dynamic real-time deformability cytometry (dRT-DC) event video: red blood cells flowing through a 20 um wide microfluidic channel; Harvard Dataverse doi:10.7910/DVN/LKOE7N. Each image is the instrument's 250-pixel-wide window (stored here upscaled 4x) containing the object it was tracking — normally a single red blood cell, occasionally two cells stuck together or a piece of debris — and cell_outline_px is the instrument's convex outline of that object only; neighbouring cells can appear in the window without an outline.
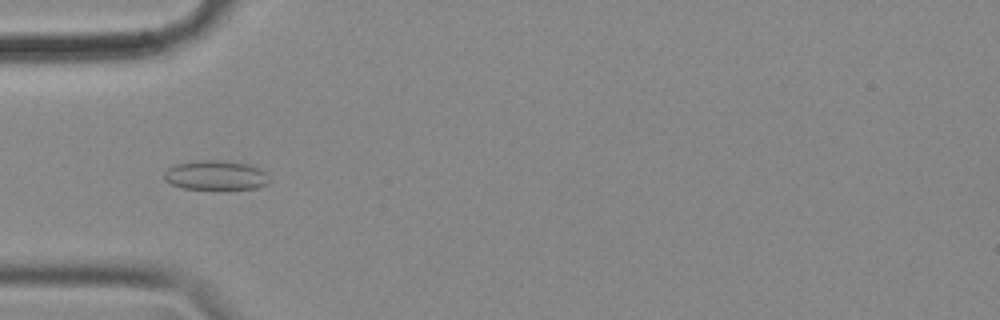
{"species": "common noctule bat (a hibernating species)", "species_latin": "Nyctalus noctula", "temperature_condition": "cold", "stored_images_in_passage": 47, "camera_frame_rate_fps": 3000, "um_per_image_px": 0.085, "animal": {"sex": "female", "body_mass_g": 18.4}, "frame": {"image": 1, "passage_image": 8, "time_ms": 2.333, "image_size_px": [1000, 320], "cell_outline_px": [[272, 180], [268, 184], [256, 188], [220, 192], [184, 188], [172, 184], [164, 180], [164, 172], [172, 164], [196, 160], [216, 160], [248, 164], [260, 168], [268, 172]], "centroid_in_image_um": [18.39, 14.94], "position_along_channel_um": 66.6, "area_um2": 19.19}}
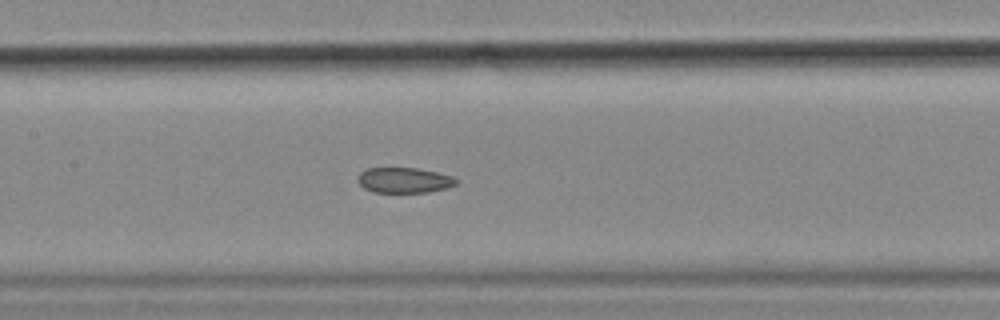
{"frame": {"image": 2, "passage_image": 17, "time_ms": 5.333, "image_size_px": [1000, 320], "cell_outline_px": [[460, 180], [456, 184], [448, 188], [428, 192], [372, 192], [364, 188], [356, 180], [360, 172], [368, 168], [416, 168], [436, 172], [452, 176]], "centroid_in_image_um": [34.36, 15.32], "position_along_channel_um": 173.0, "area_um2": 14.62}}
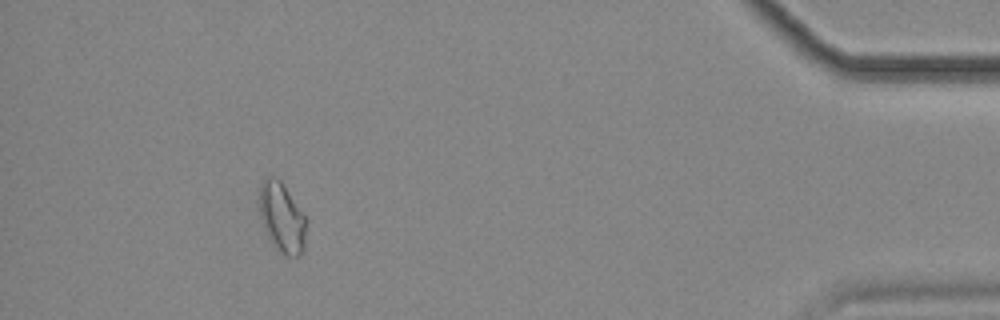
{"frame": {"image": 3, "passage_image": 42, "time_ms": 13.667, "image_size_px": [1000, 320], "cell_outline_px": [[304, 252], [300, 256], [288, 256], [276, 248], [268, 240], [260, 216], [260, 184], [264, 176], [276, 176], [280, 180], [304, 216]], "centroid_in_image_um": [23.92, 18.49], "position_along_channel_um": 411.3, "area_um2": 18.73}, "authors_computed_cell_mechanics": {"area_um2": 16.184, "velocity_mm_per_s": 3.5533, "shape_relaxation_time_tau1_ms": null, "shape_relaxation_time_tau2_ms": 3.6803, "deformation_change_tau1": null, "deformation_change_tau2": 0.0825}}